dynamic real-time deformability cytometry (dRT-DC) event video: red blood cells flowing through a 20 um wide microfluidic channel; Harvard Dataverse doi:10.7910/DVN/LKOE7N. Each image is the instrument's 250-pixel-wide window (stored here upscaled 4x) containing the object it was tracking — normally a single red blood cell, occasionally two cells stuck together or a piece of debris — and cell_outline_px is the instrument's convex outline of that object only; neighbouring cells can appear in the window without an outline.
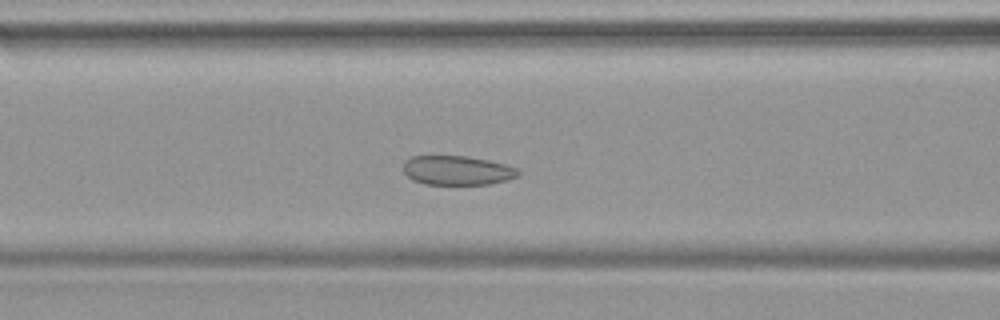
{"species": "common noctule bat (a hibernating species)", "species_latin": "Nyctalus noctula", "temperature_condition": "warm", "stored_images_in_passage": 43, "camera_frame_rate_fps": 3000, "um_per_image_px": 0.085, "animal": {"sex": "female", "body_mass_g": 19.9}, "frame": {"image": 1, "passage_image": 15, "time_ms": 4.667, "image_size_px": [1000, 320], "cell_outline_px": [[520, 176], [508, 180], [488, 184], [424, 184], [412, 180], [404, 172], [404, 160], [412, 156], [468, 156], [508, 164], [520, 168]], "centroid_in_image_um": [38.92, 14.48], "position_along_channel_um": 127.7, "area_um2": 19.88}}
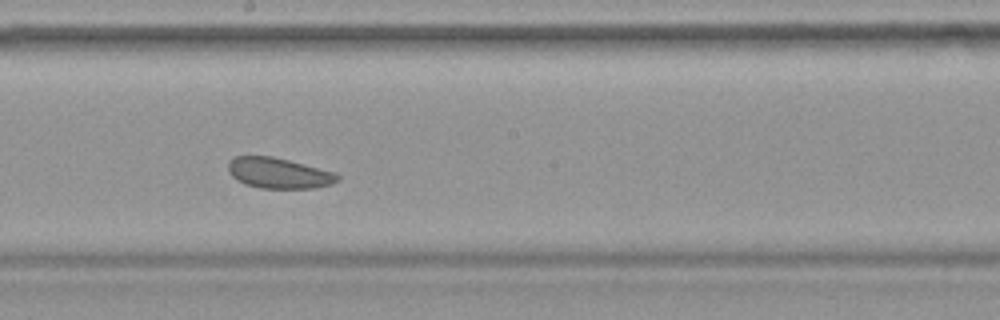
{"frame": {"image": 2, "passage_image": 22, "time_ms": 7.0, "image_size_px": [1000, 320], "cell_outline_px": [[340, 180], [332, 184], [316, 188], [260, 188], [244, 184], [236, 180], [228, 172], [228, 160], [236, 156], [272, 156], [336, 172], [340, 176]], "centroid_in_image_um": [23.69, 14.72], "position_along_channel_um": 224.5, "area_um2": 19.71}}
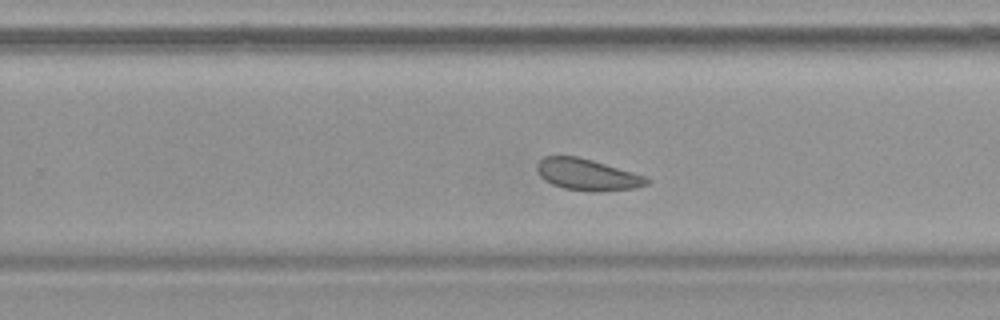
{"frame": {"image": 3, "passage_image": 26, "time_ms": 8.333, "image_size_px": [1000, 320], "cell_outline_px": [[652, 180], [648, 184], [636, 188], [596, 192], [592, 192], [564, 188], [552, 184], [544, 180], [540, 176], [536, 168], [536, 164], [544, 156], [576, 156], [592, 160], [648, 176]], "centroid_in_image_um": [49.96, 14.85], "position_along_channel_um": 279.8, "area_um2": 20.35}}